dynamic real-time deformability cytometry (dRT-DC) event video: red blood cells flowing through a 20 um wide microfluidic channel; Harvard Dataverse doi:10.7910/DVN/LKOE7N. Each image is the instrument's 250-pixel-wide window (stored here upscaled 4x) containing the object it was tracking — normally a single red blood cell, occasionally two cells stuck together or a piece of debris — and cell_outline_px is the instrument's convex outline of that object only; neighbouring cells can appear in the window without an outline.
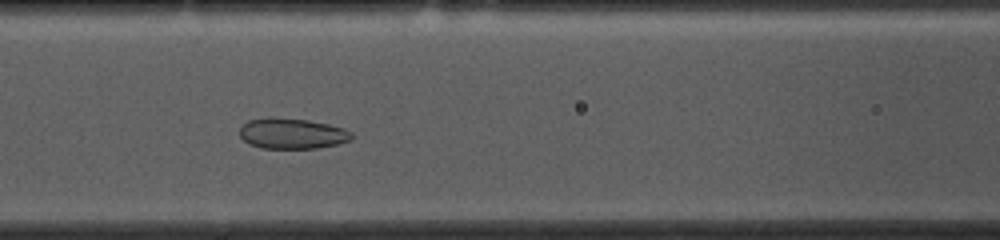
{"species": "common noctule bat (a hibernating species)", "species_latin": "Nyctalus noctula", "temperature_condition": "cold", "stored_images_in_passage": 39, "camera_frame_rate_fps": 3000, "um_per_image_px": 0.085, "animal": {"sex": "female", "body_mass_g": 10.0, "forearm_length_mm": 53.1}, "frame": {"image": 1, "passage_image": 7, "time_ms": 2.0, "image_size_px": [1000, 240], "cell_outline_px": [[352, 140], [336, 144], [316, 148], [260, 148], [248, 144], [240, 136], [240, 128], [248, 120], [268, 116], [308, 120], [328, 124], [344, 128], [352, 132]], "centroid_in_image_um": [24.81, 11.34], "position_along_channel_um": 141.8, "area_um2": 20.11}}
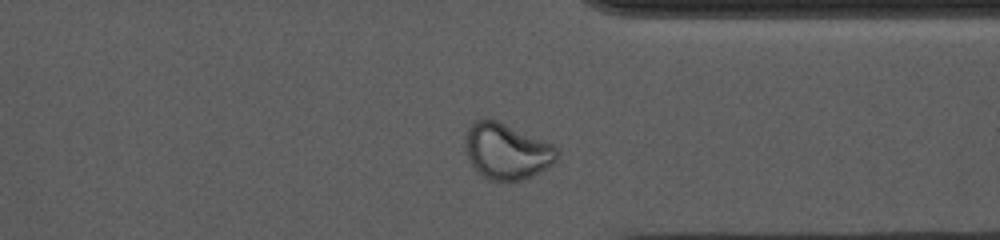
{"frame": {"image": 2, "passage_image": 26, "time_ms": 8.333, "image_size_px": [1000, 240], "cell_outline_px": [[560, 156], [548, 168], [524, 180], [492, 180], [484, 176], [468, 160], [464, 148], [464, 140], [468, 128], [476, 120], [496, 120], [544, 140], [552, 144], [556, 148]], "centroid_in_image_um": [43.08, 12.86], "position_along_channel_um": 368.3, "area_um2": 29.71}}
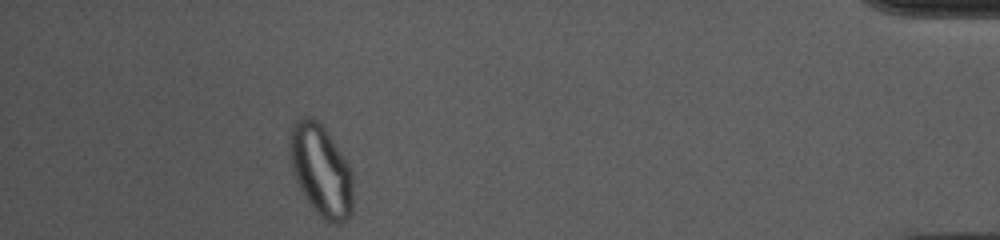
{"frame": {"image": 3, "passage_image": 34, "time_ms": 11.0, "image_size_px": [1000, 240], "cell_outline_px": [[352, 212], [348, 220], [340, 224], [332, 224], [324, 220], [320, 216], [308, 200], [300, 188], [292, 172], [288, 148], [288, 140], [292, 124], [296, 120], [304, 116], [312, 116], [324, 128], [348, 164], [352, 172]], "centroid_in_image_um": [27.26, 14.49], "position_along_channel_um": 407.9, "area_um2": 33.81}}